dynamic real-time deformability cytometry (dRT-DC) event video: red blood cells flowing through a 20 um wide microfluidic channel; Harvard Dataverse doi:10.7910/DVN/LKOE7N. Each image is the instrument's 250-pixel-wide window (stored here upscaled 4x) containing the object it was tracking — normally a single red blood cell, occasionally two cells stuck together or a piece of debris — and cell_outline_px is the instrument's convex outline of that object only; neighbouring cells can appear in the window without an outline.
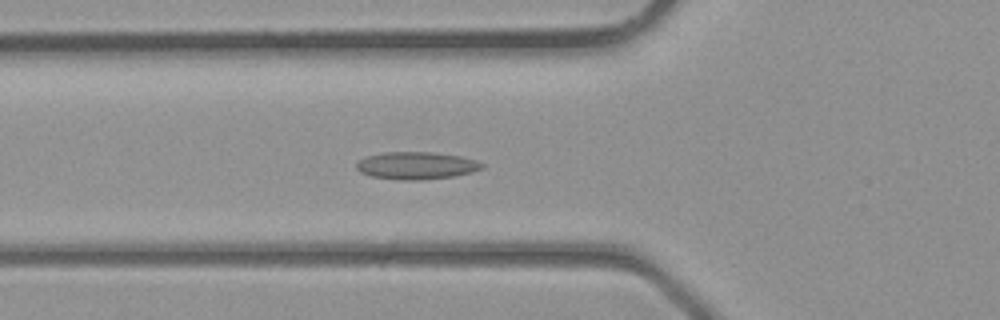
{"species": "common noctule bat (a hibernating species)", "species_latin": "Nyctalus noctula", "temperature_condition": "room temperature", "stored_images_in_passage": 28, "camera_frame_rate_fps": 3000, "um_per_image_px": 0.085, "animal": {"sex": "male", "body_mass_g": 23.1, "forearm_length_mm": 52.7}, "frame": {"image": 1, "passage_image": 7, "time_ms": 2.0, "image_size_px": [1000, 320], "cell_outline_px": [[484, 168], [472, 172], [456, 176], [424, 180], [400, 180], [372, 176], [360, 172], [356, 168], [356, 164], [360, 160], [368, 156], [384, 152], [432, 152], [460, 156], [476, 160], [484, 164]], "centroid_in_image_um": [35.43, 14.08], "position_along_channel_um": 90.4, "area_um2": 20.11}}
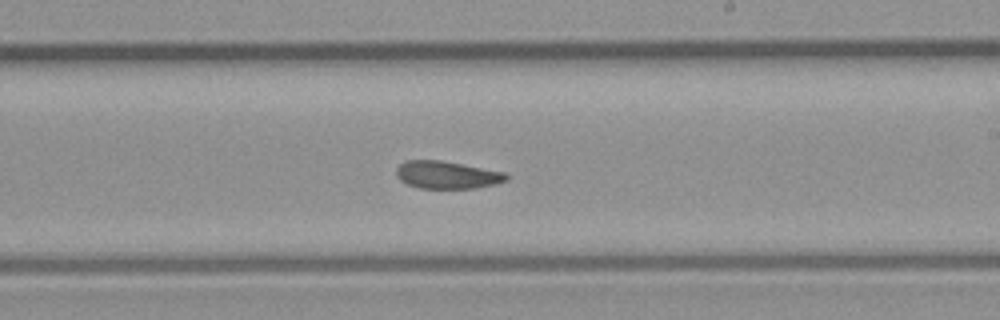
{"frame": {"image": 2, "passage_image": 16, "time_ms": 5.0, "image_size_px": [1000, 320], "cell_outline_px": [[508, 180], [476, 188], [420, 188], [408, 184], [400, 180], [396, 176], [396, 168], [404, 160], [440, 160], [504, 172], [508, 176]], "centroid_in_image_um": [37.95, 14.86], "position_along_channel_um": 251.1, "area_um2": 17.51}}
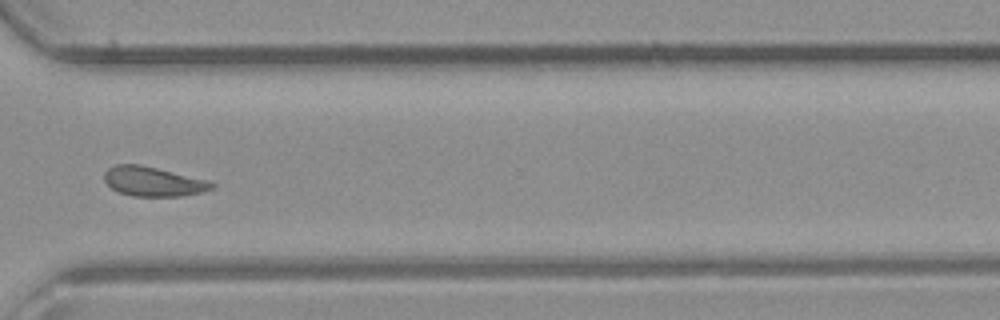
{"frame": {"image": 3, "passage_image": 22, "time_ms": 7.0, "image_size_px": [1000, 320], "cell_outline_px": [[216, 184], [212, 188], [204, 192], [180, 196], [132, 196], [120, 192], [112, 188], [104, 180], [104, 172], [108, 168], [116, 164], [140, 164], [208, 180]], "centroid_in_image_um": [13.02, 15.42], "position_along_channel_um": 357.6, "area_um2": 18.44}}